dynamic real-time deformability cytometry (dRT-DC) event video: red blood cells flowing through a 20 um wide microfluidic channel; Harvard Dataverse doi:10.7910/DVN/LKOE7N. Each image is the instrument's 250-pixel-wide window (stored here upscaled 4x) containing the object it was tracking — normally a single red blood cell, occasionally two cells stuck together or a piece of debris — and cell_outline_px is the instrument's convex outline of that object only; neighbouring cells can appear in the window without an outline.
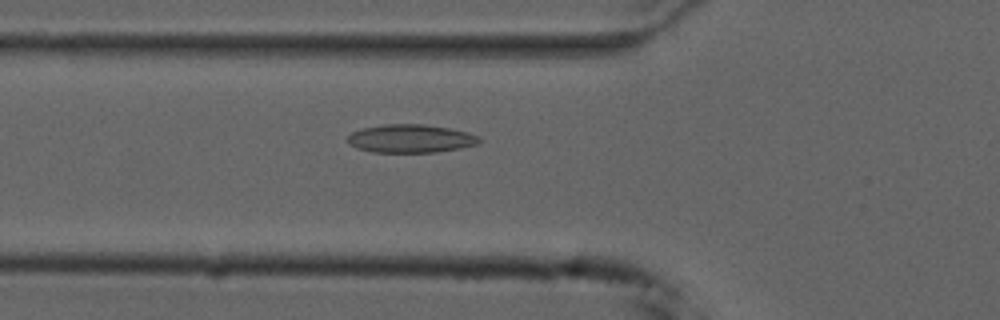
{"species": "common noctule bat (a hibernating species)", "species_latin": "Nyctalus noctula", "temperature_condition": "cold", "stored_images_in_passage": 24, "camera_frame_rate_fps": 3000, "um_per_image_px": 0.085, "animal": {"sex": "male", "forearm_length_mm": 52.5}, "frame": {"image": 1, "passage_image": 3, "time_ms": 0.667, "image_size_px": [1000, 320], "cell_outline_px": [[480, 140], [476, 144], [460, 148], [436, 152], [372, 152], [356, 148], [348, 144], [348, 136], [352, 132], [364, 128], [384, 124], [424, 124], [448, 128], [468, 132], [480, 136]], "centroid_in_image_um": [34.89, 11.78], "position_along_channel_um": 90.9, "area_um2": 21.62}}
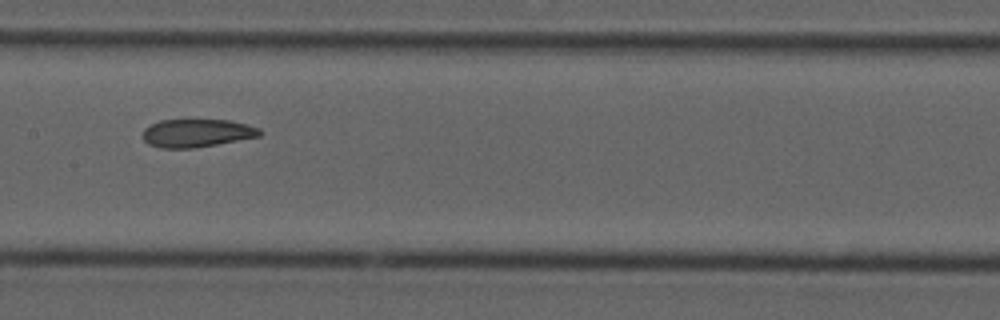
{"frame": {"image": 2, "passage_image": 11, "time_ms": 3.333, "image_size_px": [1000, 320], "cell_outline_px": [[264, 132], [260, 136], [196, 148], [160, 148], [148, 144], [144, 140], [144, 128], [160, 120], [228, 120], [248, 124], [260, 128]], "centroid_in_image_um": [16.77, 11.31], "position_along_channel_um": 190.6, "area_um2": 19.19}}
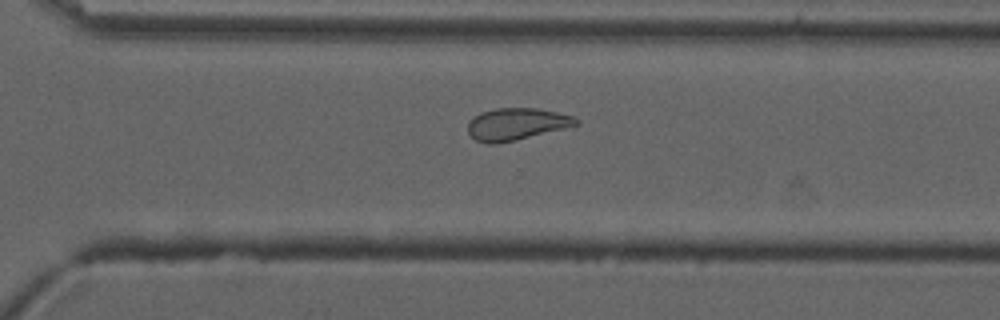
{"frame": {"image": 3, "passage_image": 22, "time_ms": 7.0, "image_size_px": [1000, 320], "cell_outline_px": [[580, 124], [516, 140], [492, 144], [488, 144], [476, 140], [468, 132], [468, 124], [480, 112], [496, 108], [540, 108], [572, 116], [580, 120]], "centroid_in_image_um": [43.92, 10.54], "position_along_channel_um": 326.7, "area_um2": 20.0}}